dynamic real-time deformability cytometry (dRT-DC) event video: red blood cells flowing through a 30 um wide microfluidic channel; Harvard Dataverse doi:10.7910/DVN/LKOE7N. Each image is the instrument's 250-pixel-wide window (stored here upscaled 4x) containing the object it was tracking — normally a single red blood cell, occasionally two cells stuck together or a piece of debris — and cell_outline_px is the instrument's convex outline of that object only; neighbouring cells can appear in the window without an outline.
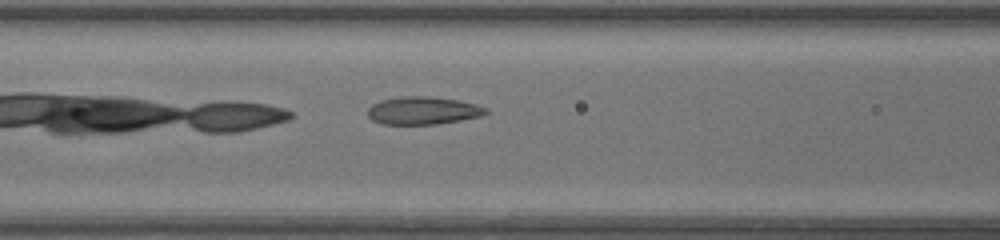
{"species": "common noctule bat (a hibernating species)", "species_latin": "Nyctalus noctula", "temperature_condition": "warm", "stored_images_in_passage": 29, "camera_frame_rate_fps": 3000, "um_per_image_px": 0.085, "animal": {"sex": "female", "body_mass_g": 17.0, "forearm_length_mm": 48.0}, "frame": {"image": 1, "passage_image": 5, "time_ms": 1.333, "image_size_px": [1000, 240], "cell_outline_px": [[488, 112], [480, 116], [460, 120], [436, 124], [384, 124], [372, 120], [368, 116], [368, 108], [372, 104], [380, 100], [400, 96], [428, 96], [456, 100], [476, 104], [488, 108]], "centroid_in_image_um": [35.93, 9.39], "position_along_channel_um": 130.7, "area_um2": 19.07}}
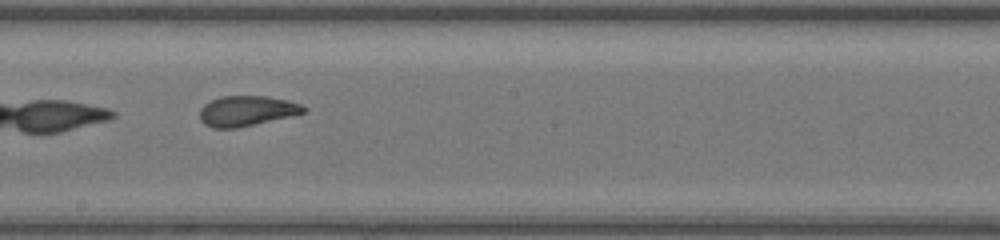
{"frame": {"image": 2, "passage_image": 12, "time_ms": 3.667, "image_size_px": [1000, 240], "cell_outline_px": [[308, 108], [304, 112], [292, 116], [236, 128], [212, 128], [204, 124], [200, 120], [200, 108], [204, 104], [220, 96], [268, 96], [288, 100], [300, 104]], "centroid_in_image_um": [20.96, 9.42], "position_along_channel_um": 227.2, "area_um2": 18.38}}
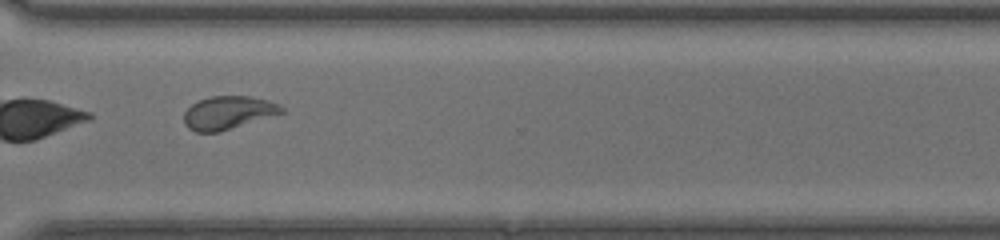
{"frame": {"image": 3, "passage_image": 21, "time_ms": 6.667, "image_size_px": [1000, 240], "cell_outline_px": [[284, 112], [220, 132], [196, 132], [188, 128], [184, 124], [184, 112], [196, 100], [208, 96], [252, 96], [268, 100], [280, 104], [284, 108]], "centroid_in_image_um": [19.37, 9.57], "position_along_channel_um": 351.2, "area_um2": 19.02}}